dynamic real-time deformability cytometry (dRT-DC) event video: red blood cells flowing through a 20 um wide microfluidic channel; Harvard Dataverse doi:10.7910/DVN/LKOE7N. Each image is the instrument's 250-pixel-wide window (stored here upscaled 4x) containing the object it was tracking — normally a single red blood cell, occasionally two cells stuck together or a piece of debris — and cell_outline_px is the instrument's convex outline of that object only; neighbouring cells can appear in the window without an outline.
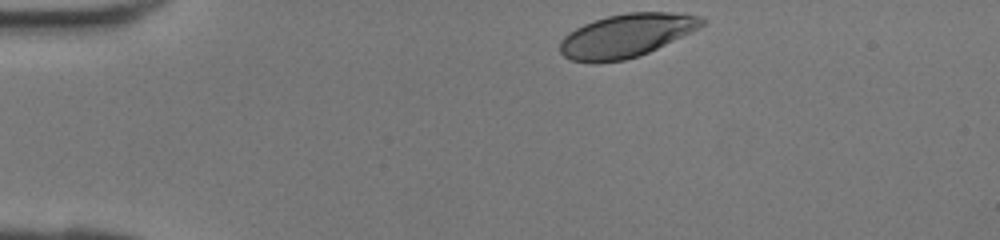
{"species": "human", "species_latin": "Homo sapiens", "temperature_condition": "room temperature", "stored_images_in_passage": 30, "camera_frame_rate_fps": 3000, "um_per_image_px": 0.085, "donor": {"sex": "female"}, "frame": {"image": 1, "passage_image": 1, "time_ms": 0.0, "image_size_px": [1000, 240], "cell_outline_px": [[708, 20], [700, 28], [692, 32], [640, 56], [624, 60], [596, 64], [572, 60], [564, 56], [560, 52], [560, 40], [568, 32], [584, 24], [608, 16], [628, 12], [668, 12], [700, 16]], "centroid_in_image_um": [53.24, 3.04], "position_along_channel_um": 31.8, "area_um2": 36.01}}
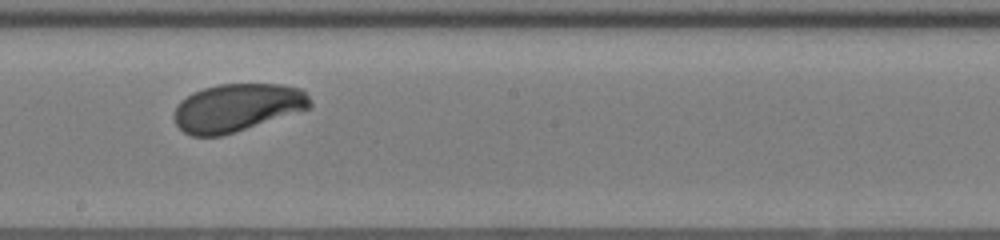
{"frame": {"image": 2, "passage_image": 17, "time_ms": 5.333, "image_size_px": [1000, 240], "cell_outline_px": [[312, 104], [308, 108], [236, 132], [220, 136], [192, 136], [184, 132], [176, 124], [172, 116], [180, 100], [192, 92], [204, 88], [220, 84], [284, 84], [300, 88], [308, 96]], "centroid_in_image_um": [20.11, 9.14], "position_along_channel_um": 228.1, "area_um2": 37.8}}
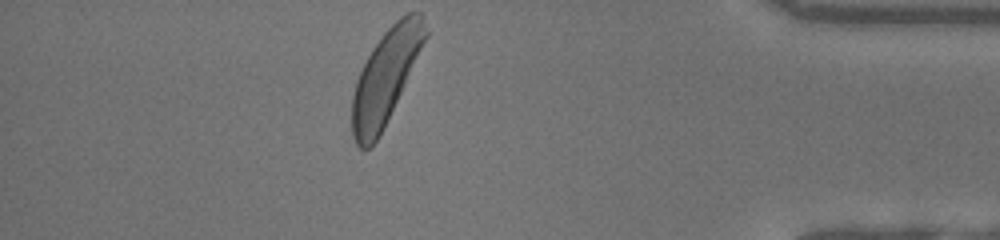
{"frame": {"image": 3, "passage_image": 30, "time_ms": 9.667, "image_size_px": [1000, 240], "cell_outline_px": [[428, 36], [384, 128], [376, 140], [368, 148], [360, 148], [356, 144], [352, 136], [352, 96], [356, 80], [372, 48], [384, 32], [400, 16], [408, 12], [420, 12], [428, 32]], "centroid_in_image_um": [32.78, 6.51], "position_along_channel_um": 402.4, "area_um2": 39.65}}